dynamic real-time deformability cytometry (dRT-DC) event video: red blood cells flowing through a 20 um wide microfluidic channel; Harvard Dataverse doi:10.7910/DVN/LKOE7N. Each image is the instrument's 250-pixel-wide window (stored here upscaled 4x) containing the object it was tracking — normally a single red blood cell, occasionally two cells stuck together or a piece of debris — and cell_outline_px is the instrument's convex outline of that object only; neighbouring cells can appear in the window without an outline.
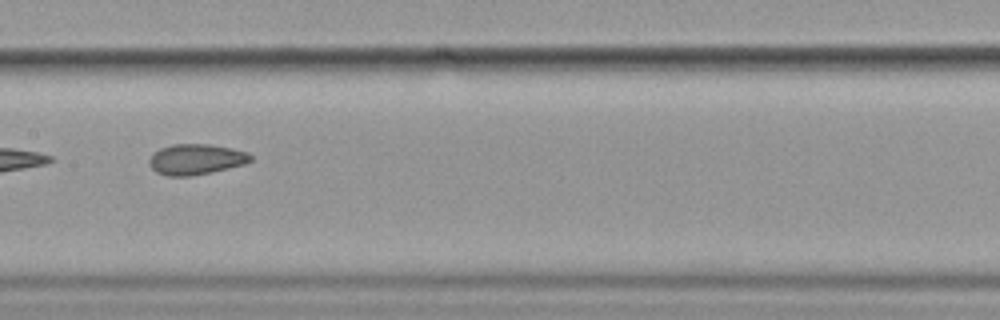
{"species": "common noctule bat (a hibernating species)", "species_latin": "Nyctalus noctula", "temperature_condition": "cold", "stored_images_in_passage": 11, "camera_frame_rate_fps": 3000, "um_per_image_px": 0.085, "animal": {"sex": "female", "body_mass_g": 19.9}, "frame": {"image": 1, "passage_image": 4, "time_ms": 3.667, "image_size_px": [1000, 320], "cell_outline_px": [[252, 160], [244, 164], [212, 172], [192, 176], [164, 176], [156, 172], [148, 164], [148, 160], [152, 152], [160, 148], [172, 144], [208, 144], [232, 148], [248, 152], [252, 156]], "centroid_in_image_um": [16.62, 13.54], "position_along_channel_um": 190.8, "area_um2": 18.32}}
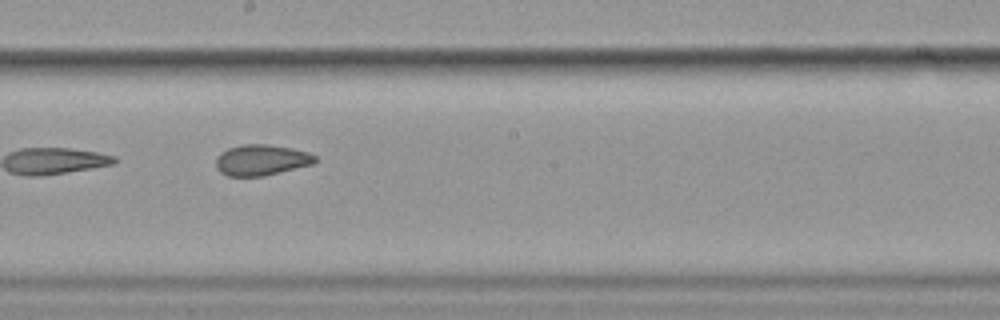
{"frame": {"image": 2, "passage_image": 5, "time_ms": 4.667, "image_size_px": [1000, 320], "cell_outline_px": [[316, 160], [312, 164], [264, 176], [228, 176], [220, 172], [216, 168], [216, 156], [220, 152], [228, 148], [244, 144], [268, 144], [292, 148], [308, 152], [316, 156]], "centroid_in_image_um": [22.18, 13.59], "position_along_channel_um": 226.0, "area_um2": 17.86}}
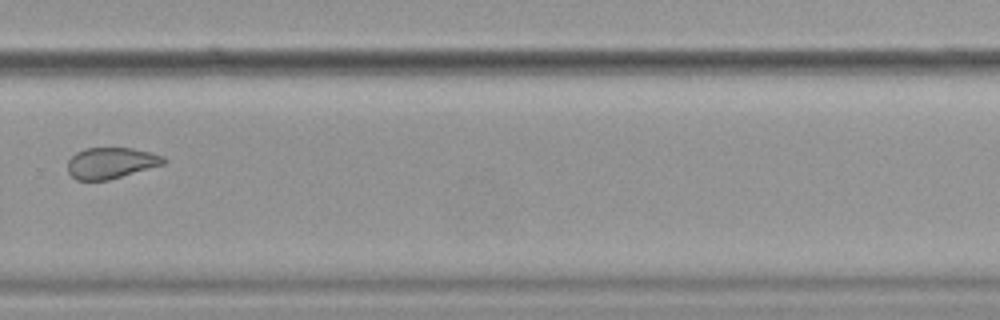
{"frame": {"image": 3, "passage_image": 7, "time_ms": 7.333, "image_size_px": [1000, 320], "cell_outline_px": [[164, 164], [108, 180], [76, 180], [68, 172], [68, 160], [76, 152], [84, 148], [132, 148], [164, 156]], "centroid_in_image_um": [9.4, 13.85], "position_along_channel_um": 320.4, "area_um2": 17.22}}